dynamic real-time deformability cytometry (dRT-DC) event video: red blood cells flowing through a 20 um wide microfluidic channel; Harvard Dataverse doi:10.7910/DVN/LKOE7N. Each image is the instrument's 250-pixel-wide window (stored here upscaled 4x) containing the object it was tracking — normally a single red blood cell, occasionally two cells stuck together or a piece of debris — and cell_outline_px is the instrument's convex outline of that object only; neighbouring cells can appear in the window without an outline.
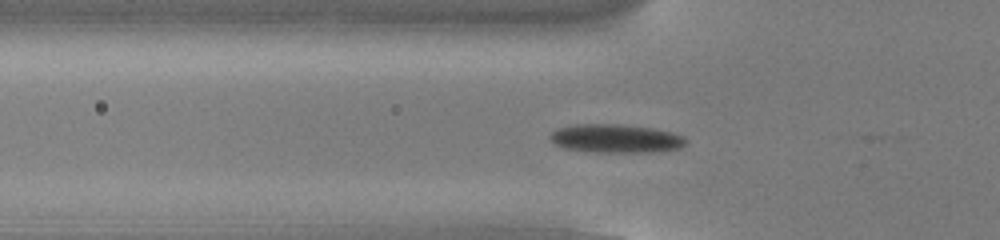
{"species": "common noctule bat (a hibernating species)", "species_latin": "Nyctalus noctula", "temperature_condition": "cold", "stored_images_in_passage": 47, "camera_frame_rate_fps": 3000, "um_per_image_px": 0.085, "animal": {"sex": "male", "body_mass_g": 13.0, "forearm_length_mm": 53.1}, "frame": {"image": 1, "passage_image": 18, "time_ms": 5.667, "image_size_px": [1000, 240], "cell_outline_px": [[688, 140], [680, 148], [660, 152], [596, 152], [564, 148], [556, 144], [548, 136], [552, 132], [560, 128], [576, 124], [616, 124], [652, 128], [672, 132], [684, 136]], "centroid_in_image_um": [52.39, 11.78], "position_along_channel_um": 73.4, "area_um2": 22.54}}
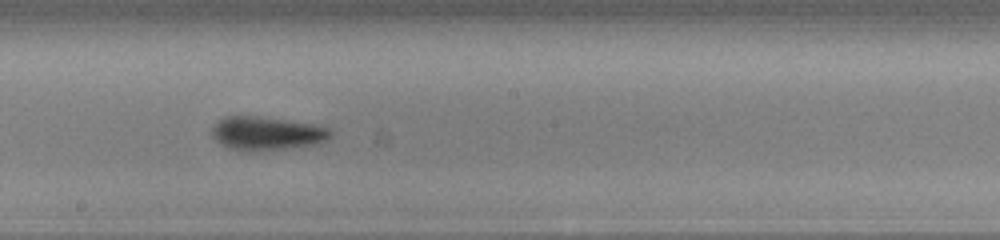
{"frame": {"image": 2, "passage_image": 30, "time_ms": 9.667, "image_size_px": [1000, 240], "cell_outline_px": [[332, 136], [328, 140], [316, 144], [292, 148], [260, 152], [248, 152], [228, 148], [220, 144], [212, 136], [212, 124], [228, 116], [256, 116], [312, 124], [328, 128], [332, 132]], "centroid_in_image_um": [22.66, 11.37], "position_along_channel_um": 225.5, "area_um2": 23.47}}
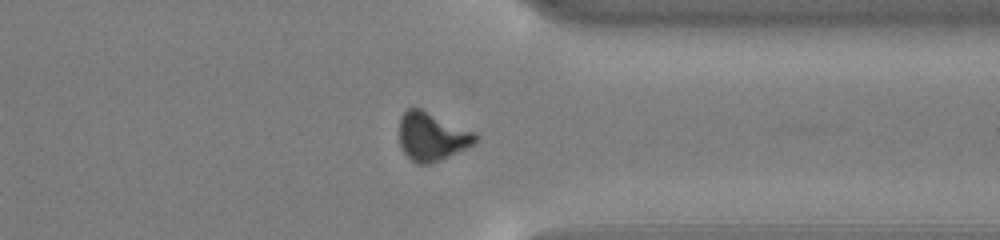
{"frame": {"image": 3, "passage_image": 42, "time_ms": 13.667, "image_size_px": [1000, 240], "cell_outline_px": [[480, 136], [472, 144], [440, 160], [428, 164], [416, 164], [404, 152], [400, 144], [400, 116], [408, 108], [420, 108], [476, 132]], "centroid_in_image_um": [36.7, 11.59], "position_along_channel_um": 374.7, "area_um2": 21.21}, "authors_computed_cell_mechanics": {"area_um2": 21.8484, "velocity_mm_per_s": 3.8058, "shape_relaxation_time_tau1_ms": 2.5023, "shape_relaxation_time_tau2_ms": 3.5742, "deformation_change_tau1": 0.1207, "deformation_change_tau2": 0.0779}}